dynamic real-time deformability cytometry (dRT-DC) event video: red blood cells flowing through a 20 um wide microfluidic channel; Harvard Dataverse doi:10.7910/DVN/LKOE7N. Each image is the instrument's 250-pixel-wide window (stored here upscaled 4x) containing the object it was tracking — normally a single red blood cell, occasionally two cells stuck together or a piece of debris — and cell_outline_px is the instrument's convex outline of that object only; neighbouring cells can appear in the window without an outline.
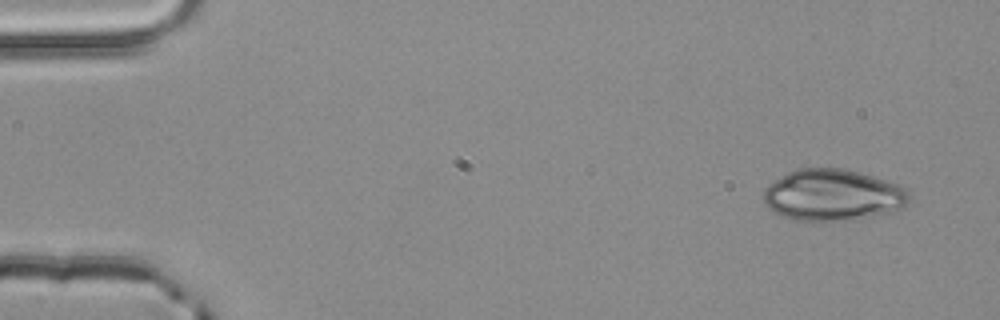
{"species": "common noctule bat (a hibernating species)", "species_latin": "Nyctalus noctula", "temperature_condition": "room temperature", "stored_images_in_passage": 3, "camera_frame_rate_fps": 3000, "um_per_image_px": 0.085, "animal": {"sex": "male", "body_mass_g": 20.4}, "frame": {"image": 1, "passage_image": 1, "time_ms": 0.0, "image_size_px": [1000, 320], "cell_outline_px": [[912, 200], [904, 208], [888, 212], [840, 220], [792, 220], [780, 216], [768, 208], [764, 204], [764, 188], [768, 184], [788, 172], [796, 168], [844, 168], [860, 172], [896, 184], [904, 188], [912, 196]], "centroid_in_image_um": [70.76, 16.56], "position_along_channel_um": 14.2, "area_um2": 43.52}}